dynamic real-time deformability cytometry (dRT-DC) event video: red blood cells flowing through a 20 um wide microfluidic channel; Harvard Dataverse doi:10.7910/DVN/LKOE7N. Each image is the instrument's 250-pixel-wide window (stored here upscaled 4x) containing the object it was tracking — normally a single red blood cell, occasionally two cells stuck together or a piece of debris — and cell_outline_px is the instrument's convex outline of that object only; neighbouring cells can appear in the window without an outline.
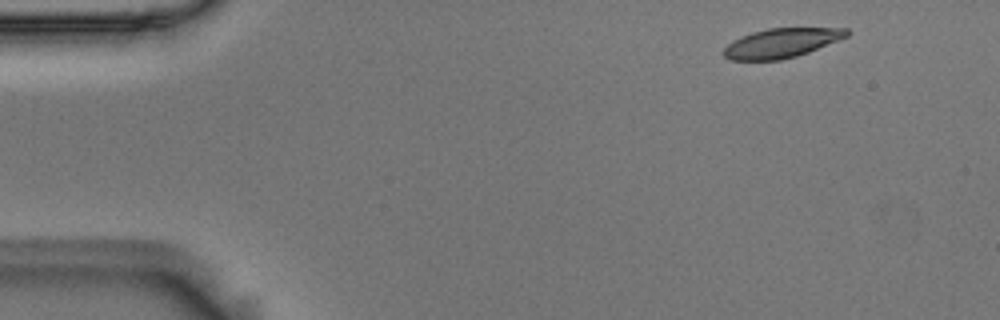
{"species": "Egyptian fruit bat (a non-hibernating species)", "species_latin": "Rousettus aegyptiacus", "temperature_condition": "room temperature", "stored_images_in_passage": 5, "camera_frame_rate_fps": 3000, "um_per_image_px": 0.085, "animal": {"sex": "male"}, "frame": {"image": 1, "passage_image": 1, "time_ms": 0.0, "image_size_px": [1000, 320], "cell_outline_px": [[852, 32], [848, 36], [808, 52], [796, 56], [780, 60], [732, 60], [724, 56], [720, 52], [728, 44], [752, 32], [768, 28], [848, 28]], "centroid_in_image_um": [66.44, 3.65], "position_along_channel_um": 18.6, "area_um2": 20.92}}
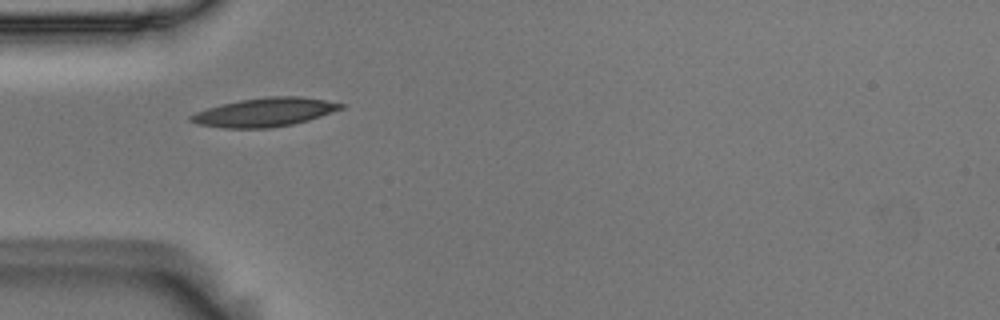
{"frame": {"image": 2, "passage_image": 4, "time_ms": 1.0, "image_size_px": [1000, 320], "cell_outline_px": [[344, 108], [308, 120], [292, 124], [268, 128], [224, 128], [196, 124], [188, 120], [188, 116], [196, 112], [208, 108], [240, 100], [268, 96], [300, 96], [324, 100], [344, 104]], "centroid_in_image_um": [22.47, 9.54], "position_along_channel_um": 62.5, "area_um2": 24.91}}
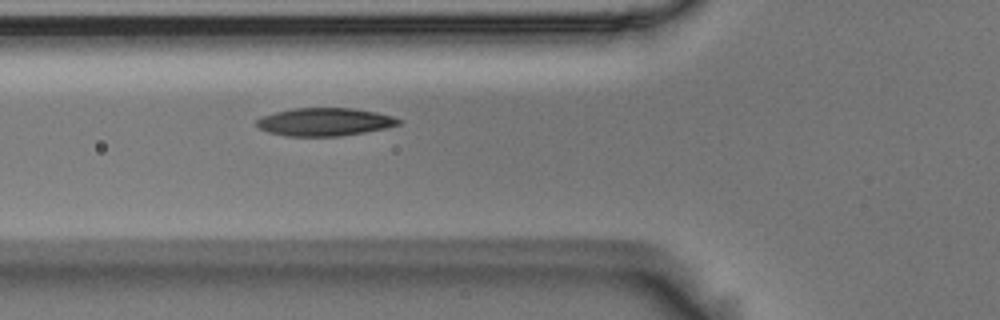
{"frame": {"image": 3, "passage_image": 5, "time_ms": 1.333, "image_size_px": [1000, 320], "cell_outline_px": [[404, 120], [400, 124], [384, 128], [364, 132], [340, 136], [284, 136], [268, 132], [260, 128], [256, 124], [256, 120], [260, 116], [292, 108], [352, 108], [376, 112], [392, 116]], "centroid_in_image_um": [27.58, 10.36], "position_along_channel_um": 98.2, "area_um2": 23.18}}